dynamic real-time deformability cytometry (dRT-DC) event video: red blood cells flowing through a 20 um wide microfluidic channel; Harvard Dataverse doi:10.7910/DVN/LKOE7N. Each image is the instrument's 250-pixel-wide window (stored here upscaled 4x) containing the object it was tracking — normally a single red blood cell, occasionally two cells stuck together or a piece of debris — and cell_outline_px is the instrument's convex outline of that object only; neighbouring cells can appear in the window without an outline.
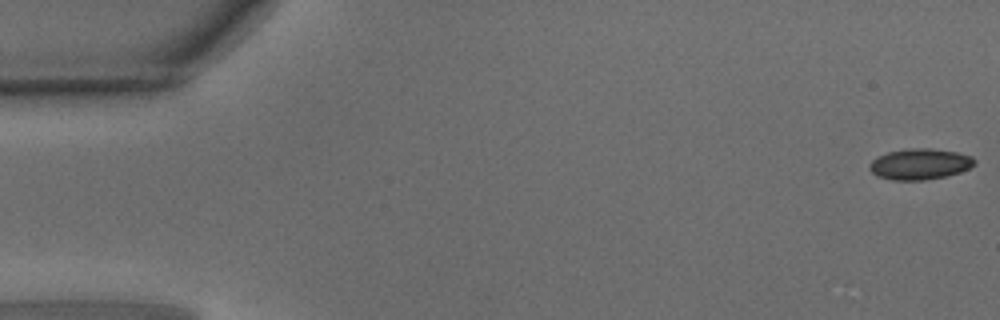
{"species": "common noctule bat (a hibernating species)", "species_latin": "Nyctalus noctula", "temperature_condition": "warm", "stored_images_in_passage": 9, "camera_frame_rate_fps": 3000, "um_per_image_px": 0.085, "animal": {"sex": "male", "body_mass_g": 15.6}, "frame": {"image": 1, "passage_image": 1, "time_ms": 0.0, "image_size_px": [1000, 320], "cell_outline_px": [[976, 164], [960, 172], [944, 176], [924, 180], [892, 180], [876, 176], [868, 168], [868, 164], [876, 156], [888, 152], [908, 148], [928, 148], [956, 152], [972, 156], [976, 160]], "centroid_in_image_um": [78.15, 13.94], "position_along_channel_um": 6.8, "area_um2": 19.02}}